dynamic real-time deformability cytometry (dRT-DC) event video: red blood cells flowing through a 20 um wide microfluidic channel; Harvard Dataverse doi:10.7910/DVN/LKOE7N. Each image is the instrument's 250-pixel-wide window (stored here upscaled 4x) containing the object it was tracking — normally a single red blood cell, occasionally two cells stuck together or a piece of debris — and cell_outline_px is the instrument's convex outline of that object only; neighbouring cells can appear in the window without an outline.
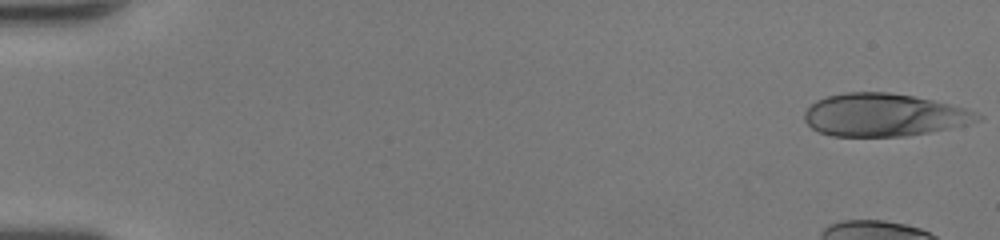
{"species": "human", "species_latin": "Homo sapiens", "temperature_condition": "room temperature", "stored_images_in_passage": 41, "camera_frame_rate_fps": 3000, "um_per_image_px": 0.085, "donor": {"sex": "female"}, "frame": {"image": 1, "passage_image": 1, "time_ms": 0.0, "image_size_px": [1000, 240], "cell_outline_px": [[984, 116], [980, 120], [948, 128], [928, 132], [904, 136], [832, 136], [820, 132], [812, 128], [804, 120], [804, 112], [816, 100], [828, 96], [848, 92], [888, 92], [912, 96], [932, 100], [964, 108]], "centroid_in_image_um": [75.09, 9.77], "position_along_channel_um": 9.9, "area_um2": 42.6}}